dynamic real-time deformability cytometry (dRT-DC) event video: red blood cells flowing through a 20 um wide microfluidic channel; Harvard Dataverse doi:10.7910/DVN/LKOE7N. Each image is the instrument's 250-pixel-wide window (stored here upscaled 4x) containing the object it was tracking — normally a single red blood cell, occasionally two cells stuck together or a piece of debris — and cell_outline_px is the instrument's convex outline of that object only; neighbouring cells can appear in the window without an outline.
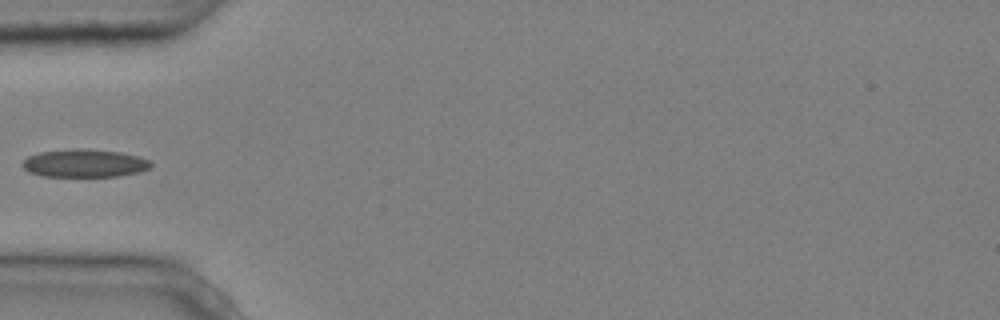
{"species": "common noctule bat (a hibernating species)", "species_latin": "Nyctalus noctula", "temperature_condition": "cold", "stored_images_in_passage": 5, "camera_frame_rate_fps": 3000, "um_per_image_px": 0.085, "animal": {"sex": "male", "body_mass_g": 20.4}, "frame": {"image": 1, "passage_image": 4, "time_ms": 1.0, "image_size_px": [1000, 320], "cell_outline_px": [[152, 168], [120, 176], [44, 176], [28, 172], [20, 164], [28, 156], [40, 152], [76, 148], [120, 152], [140, 156], [152, 160]], "centroid_in_image_um": [7.21, 13.87], "position_along_channel_um": 77.8, "area_um2": 20.98}}
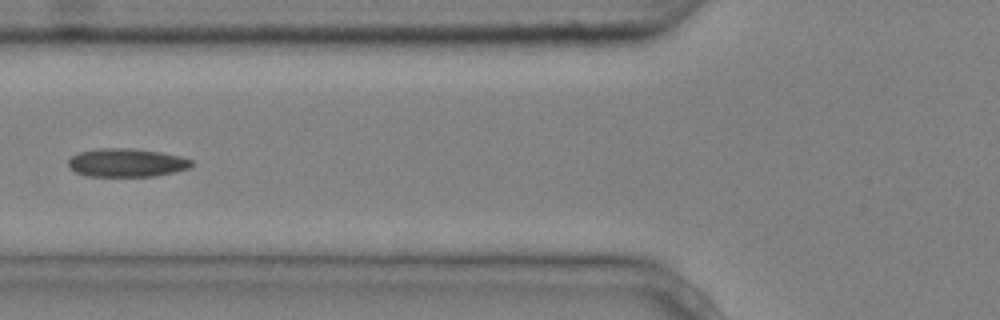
{"frame": {"image": 2, "passage_image": 5, "time_ms": 1.333, "image_size_px": [1000, 320], "cell_outline_px": [[192, 164], [188, 168], [176, 172], [156, 176], [88, 176], [76, 172], [68, 168], [68, 160], [72, 156], [80, 152], [96, 148], [132, 148], [160, 152], [180, 156], [192, 160]], "centroid_in_image_um": [10.74, 13.83], "position_along_channel_um": 115.1, "area_um2": 20.46}}